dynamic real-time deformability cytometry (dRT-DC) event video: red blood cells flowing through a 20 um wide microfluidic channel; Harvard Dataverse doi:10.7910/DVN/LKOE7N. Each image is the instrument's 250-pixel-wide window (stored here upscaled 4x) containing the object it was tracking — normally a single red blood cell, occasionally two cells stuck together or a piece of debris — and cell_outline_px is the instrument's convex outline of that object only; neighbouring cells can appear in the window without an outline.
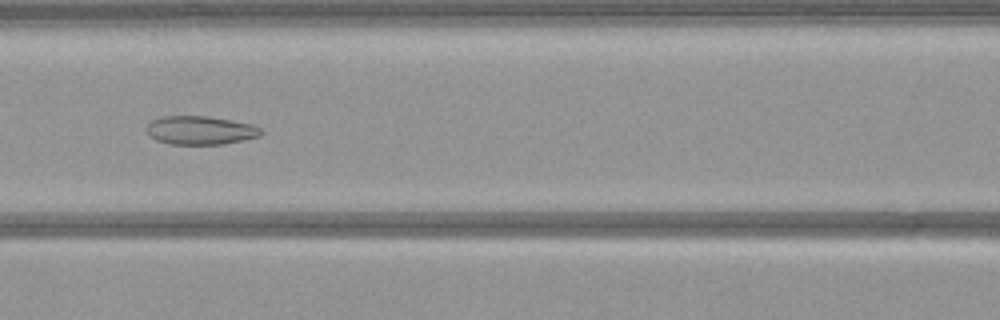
{"species": "common noctule bat (a hibernating species)", "species_latin": "Nyctalus noctula", "temperature_condition": "warm", "stored_images_in_passage": 49, "camera_frame_rate_fps": 3000, "um_per_image_px": 0.085, "animal": {"sex": "female", "body_mass_g": 21.9}, "frame": {"image": 1, "passage_image": 19, "time_ms": 6.0, "image_size_px": [1000, 320], "cell_outline_px": [[264, 132], [260, 136], [244, 140], [224, 144], [168, 144], [156, 140], [144, 128], [152, 120], [164, 116], [208, 116], [252, 124], [260, 128]], "centroid_in_image_um": [17.04, 11.08], "position_along_channel_um": 149.6, "area_um2": 19.07}}
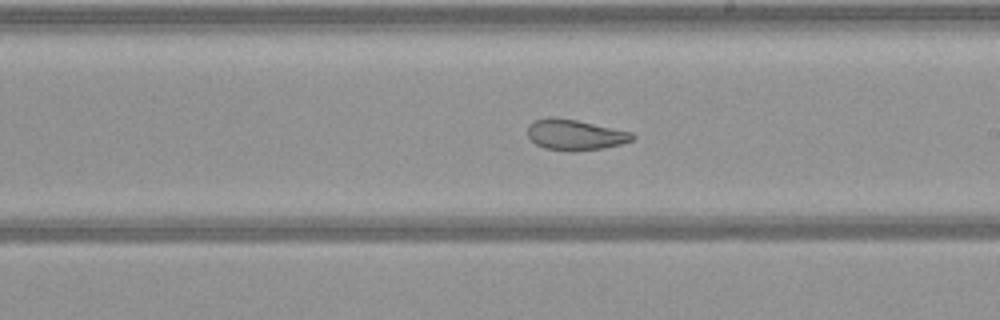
{"frame": {"image": 2, "passage_image": 26, "time_ms": 8.333, "image_size_px": [1000, 320], "cell_outline_px": [[636, 136], [632, 140], [620, 144], [604, 148], [576, 152], [572, 152], [544, 148], [536, 144], [528, 136], [528, 124], [536, 120], [552, 116], [576, 120], [632, 132]], "centroid_in_image_um": [48.87, 11.47], "position_along_channel_um": 240.1, "area_um2": 18.79}}
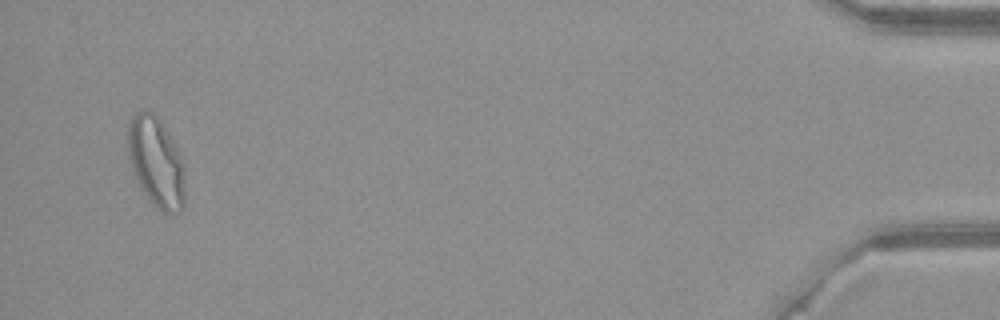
{"frame": {"image": 3, "passage_image": 47, "time_ms": 15.333, "image_size_px": [1000, 320], "cell_outline_px": [[184, 208], [180, 212], [164, 212], [144, 192], [136, 180], [128, 156], [128, 124], [132, 116], [136, 112], [144, 108], [148, 108], [160, 120], [172, 140], [184, 164]], "centroid_in_image_um": [13.26, 13.72], "position_along_channel_um": 421.9, "area_um2": 29.65}}